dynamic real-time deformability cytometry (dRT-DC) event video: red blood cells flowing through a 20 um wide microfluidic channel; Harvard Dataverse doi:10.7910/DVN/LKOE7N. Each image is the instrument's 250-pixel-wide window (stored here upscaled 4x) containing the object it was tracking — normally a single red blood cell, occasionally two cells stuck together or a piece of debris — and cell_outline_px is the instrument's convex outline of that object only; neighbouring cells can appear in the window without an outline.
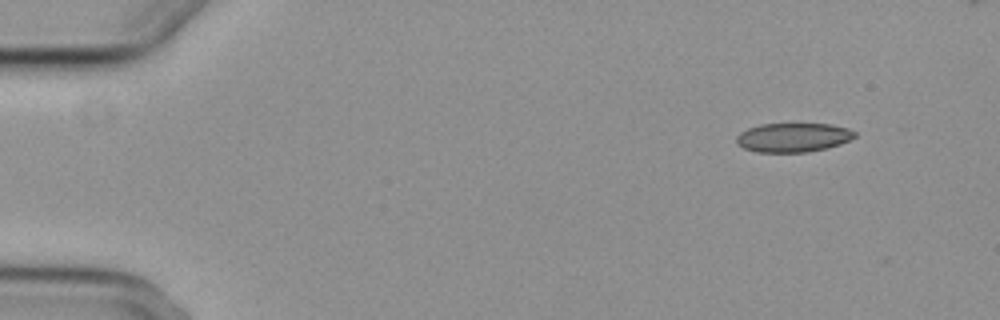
{"species": "common noctule bat (a hibernating species)", "species_latin": "Nyctalus noctula", "temperature_condition": "cold", "stored_images_in_passage": 3, "camera_frame_rate_fps": 3000, "um_per_image_px": 0.085, "animal": {"sex": "female", "body_mass_g": 29.2, "forearm_length_mm": 56.3}, "frame": {"image": 1, "passage_image": 1, "time_ms": 0.0, "image_size_px": [1000, 320], "cell_outline_px": [[856, 136], [840, 144], [828, 148], [808, 152], [756, 152], [744, 148], [736, 144], [736, 136], [740, 132], [748, 128], [760, 124], [832, 124], [848, 128], [856, 132]], "centroid_in_image_um": [67.4, 11.68], "position_along_channel_um": 17.6, "area_um2": 20.17}}